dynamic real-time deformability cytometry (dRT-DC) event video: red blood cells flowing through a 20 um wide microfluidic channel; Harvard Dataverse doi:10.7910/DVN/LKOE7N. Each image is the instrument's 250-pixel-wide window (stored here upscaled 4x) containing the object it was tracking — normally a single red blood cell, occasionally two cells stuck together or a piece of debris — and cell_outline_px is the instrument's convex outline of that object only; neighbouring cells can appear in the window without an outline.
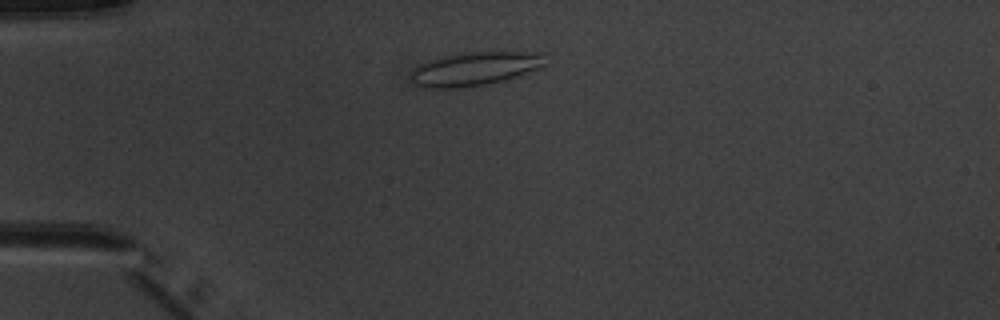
{"species": "common noctule bat (a hibernating species)", "species_latin": "Nyctalus noctula", "temperature_condition": "warm", "stored_images_in_passage": 4, "camera_frame_rate_fps": 3000, "um_per_image_px": 0.085, "animal": {"sex": "male", "body_mass_g": 20.1, "forearm_length_mm": 53.5}, "frame": {"image": 1, "passage_image": 2, "time_ms": 2.0, "image_size_px": [1000, 320], "cell_outline_px": [[548, 64], [540, 68], [504, 80], [464, 88], [420, 88], [412, 84], [408, 72], [412, 68], [428, 60], [440, 56], [488, 48], [548, 52]], "centroid_in_image_um": [40.44, 5.77], "position_along_channel_um": 44.6, "area_um2": 28.38}}